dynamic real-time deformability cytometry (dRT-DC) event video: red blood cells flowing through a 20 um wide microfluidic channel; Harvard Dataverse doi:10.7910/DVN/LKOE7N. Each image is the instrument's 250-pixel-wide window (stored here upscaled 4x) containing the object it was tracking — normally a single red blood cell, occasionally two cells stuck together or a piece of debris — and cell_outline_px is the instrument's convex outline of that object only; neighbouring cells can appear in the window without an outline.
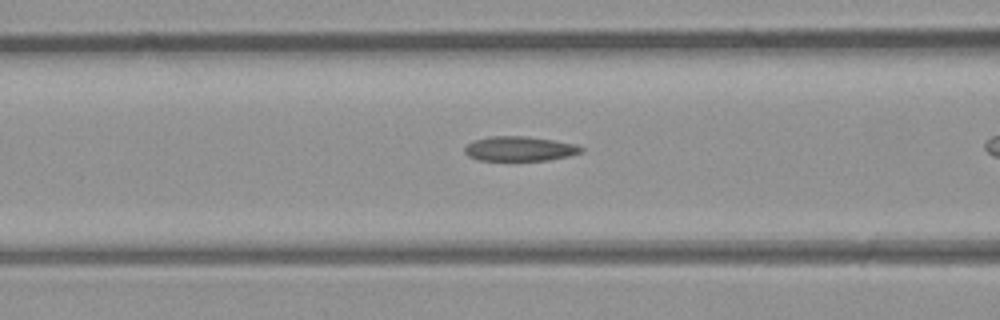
{"species": "common noctule bat (a hibernating species)", "species_latin": "Nyctalus noctula", "temperature_condition": "room temperature", "stored_images_in_passage": 22, "camera_frame_rate_fps": 3000, "um_per_image_px": 0.085, "animal": {"sex": "male", "body_mass_g": 23.1, "forearm_length_mm": 52.7}, "frame": {"image": 1, "passage_image": 4, "time_ms": 1.0, "image_size_px": [1000, 320], "cell_outline_px": [[584, 152], [568, 156], [548, 160], [480, 160], [468, 156], [464, 152], [464, 148], [472, 140], [488, 136], [524, 136], [552, 140], [576, 144], [584, 148]], "centroid_in_image_um": [44.16, 12.64], "position_along_channel_um": 122.4, "area_um2": 16.76}}
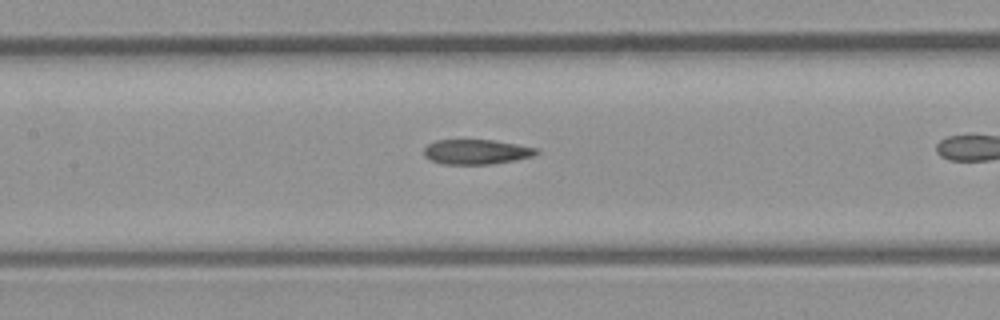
{"frame": {"image": 2, "passage_image": 7, "time_ms": 2.0, "image_size_px": [1000, 320], "cell_outline_px": [[540, 152], [532, 156], [492, 164], [444, 164], [432, 160], [424, 156], [424, 148], [428, 144], [436, 140], [496, 140], [540, 148]], "centroid_in_image_um": [40.52, 12.89], "position_along_channel_um": 166.9, "area_um2": 16.3}}